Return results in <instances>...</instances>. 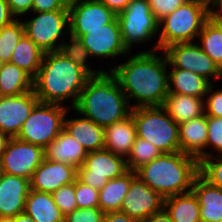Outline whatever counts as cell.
<instances>
[{
    "label": "cell",
    "mask_w": 222,
    "mask_h": 222,
    "mask_svg": "<svg viewBox=\"0 0 222 222\" xmlns=\"http://www.w3.org/2000/svg\"><path fill=\"white\" fill-rule=\"evenodd\" d=\"M198 174V160L181 151L162 153L136 170V175L164 198L192 191Z\"/></svg>",
    "instance_id": "4"
},
{
    "label": "cell",
    "mask_w": 222,
    "mask_h": 222,
    "mask_svg": "<svg viewBox=\"0 0 222 222\" xmlns=\"http://www.w3.org/2000/svg\"><path fill=\"white\" fill-rule=\"evenodd\" d=\"M213 84L211 83L207 90V99L204 102L205 114L211 117H222V89L213 91Z\"/></svg>",
    "instance_id": "41"
},
{
    "label": "cell",
    "mask_w": 222,
    "mask_h": 222,
    "mask_svg": "<svg viewBox=\"0 0 222 222\" xmlns=\"http://www.w3.org/2000/svg\"><path fill=\"white\" fill-rule=\"evenodd\" d=\"M201 1L212 13H214L215 10H217L216 6L218 9L222 6V0H201ZM210 6H214L215 10L210 8Z\"/></svg>",
    "instance_id": "49"
},
{
    "label": "cell",
    "mask_w": 222,
    "mask_h": 222,
    "mask_svg": "<svg viewBox=\"0 0 222 222\" xmlns=\"http://www.w3.org/2000/svg\"><path fill=\"white\" fill-rule=\"evenodd\" d=\"M164 52L168 66L192 71L210 82L221 79L220 67L195 42L177 43L166 47Z\"/></svg>",
    "instance_id": "12"
},
{
    "label": "cell",
    "mask_w": 222,
    "mask_h": 222,
    "mask_svg": "<svg viewBox=\"0 0 222 222\" xmlns=\"http://www.w3.org/2000/svg\"><path fill=\"white\" fill-rule=\"evenodd\" d=\"M164 209L173 222H201L200 204L193 191L165 198Z\"/></svg>",
    "instance_id": "28"
},
{
    "label": "cell",
    "mask_w": 222,
    "mask_h": 222,
    "mask_svg": "<svg viewBox=\"0 0 222 222\" xmlns=\"http://www.w3.org/2000/svg\"><path fill=\"white\" fill-rule=\"evenodd\" d=\"M116 14L122 12L131 0H99Z\"/></svg>",
    "instance_id": "46"
},
{
    "label": "cell",
    "mask_w": 222,
    "mask_h": 222,
    "mask_svg": "<svg viewBox=\"0 0 222 222\" xmlns=\"http://www.w3.org/2000/svg\"><path fill=\"white\" fill-rule=\"evenodd\" d=\"M140 222H173L171 220L170 215L168 212L163 208L162 210L152 214L148 218L141 220Z\"/></svg>",
    "instance_id": "47"
},
{
    "label": "cell",
    "mask_w": 222,
    "mask_h": 222,
    "mask_svg": "<svg viewBox=\"0 0 222 222\" xmlns=\"http://www.w3.org/2000/svg\"><path fill=\"white\" fill-rule=\"evenodd\" d=\"M64 129L75 138L87 152L104 149V128L85 117L64 119Z\"/></svg>",
    "instance_id": "23"
},
{
    "label": "cell",
    "mask_w": 222,
    "mask_h": 222,
    "mask_svg": "<svg viewBox=\"0 0 222 222\" xmlns=\"http://www.w3.org/2000/svg\"><path fill=\"white\" fill-rule=\"evenodd\" d=\"M69 35L71 44L61 43L58 52L85 70L90 76H98L104 73L105 71L103 69L95 71L87 66V58L91 56L90 52L84 47L79 36L73 35L72 33H69Z\"/></svg>",
    "instance_id": "32"
},
{
    "label": "cell",
    "mask_w": 222,
    "mask_h": 222,
    "mask_svg": "<svg viewBox=\"0 0 222 222\" xmlns=\"http://www.w3.org/2000/svg\"><path fill=\"white\" fill-rule=\"evenodd\" d=\"M137 137L132 114L104 128V149L127 157Z\"/></svg>",
    "instance_id": "22"
},
{
    "label": "cell",
    "mask_w": 222,
    "mask_h": 222,
    "mask_svg": "<svg viewBox=\"0 0 222 222\" xmlns=\"http://www.w3.org/2000/svg\"><path fill=\"white\" fill-rule=\"evenodd\" d=\"M164 197L136 176L129 186L120 211L138 221L164 208Z\"/></svg>",
    "instance_id": "15"
},
{
    "label": "cell",
    "mask_w": 222,
    "mask_h": 222,
    "mask_svg": "<svg viewBox=\"0 0 222 222\" xmlns=\"http://www.w3.org/2000/svg\"><path fill=\"white\" fill-rule=\"evenodd\" d=\"M87 154L86 149L65 129L45 148L46 159L76 168L83 165Z\"/></svg>",
    "instance_id": "21"
},
{
    "label": "cell",
    "mask_w": 222,
    "mask_h": 222,
    "mask_svg": "<svg viewBox=\"0 0 222 222\" xmlns=\"http://www.w3.org/2000/svg\"><path fill=\"white\" fill-rule=\"evenodd\" d=\"M73 110L105 128L128 117L132 108L115 76L106 71L88 79Z\"/></svg>",
    "instance_id": "3"
},
{
    "label": "cell",
    "mask_w": 222,
    "mask_h": 222,
    "mask_svg": "<svg viewBox=\"0 0 222 222\" xmlns=\"http://www.w3.org/2000/svg\"><path fill=\"white\" fill-rule=\"evenodd\" d=\"M162 152L152 143L145 139L136 137L135 142L126 158L128 170L136 171L142 165L153 161Z\"/></svg>",
    "instance_id": "33"
},
{
    "label": "cell",
    "mask_w": 222,
    "mask_h": 222,
    "mask_svg": "<svg viewBox=\"0 0 222 222\" xmlns=\"http://www.w3.org/2000/svg\"><path fill=\"white\" fill-rule=\"evenodd\" d=\"M39 102L34 90L18 96H0V131L9 138L16 137Z\"/></svg>",
    "instance_id": "14"
},
{
    "label": "cell",
    "mask_w": 222,
    "mask_h": 222,
    "mask_svg": "<svg viewBox=\"0 0 222 222\" xmlns=\"http://www.w3.org/2000/svg\"><path fill=\"white\" fill-rule=\"evenodd\" d=\"M10 12L14 18L17 16L32 12L33 0H6Z\"/></svg>",
    "instance_id": "43"
},
{
    "label": "cell",
    "mask_w": 222,
    "mask_h": 222,
    "mask_svg": "<svg viewBox=\"0 0 222 222\" xmlns=\"http://www.w3.org/2000/svg\"><path fill=\"white\" fill-rule=\"evenodd\" d=\"M192 191L200 204L201 222H222V190L199 173L193 181Z\"/></svg>",
    "instance_id": "20"
},
{
    "label": "cell",
    "mask_w": 222,
    "mask_h": 222,
    "mask_svg": "<svg viewBox=\"0 0 222 222\" xmlns=\"http://www.w3.org/2000/svg\"><path fill=\"white\" fill-rule=\"evenodd\" d=\"M207 132V115L205 113L198 118L179 124L180 151L196 158L199 163L209 157L212 153L205 150Z\"/></svg>",
    "instance_id": "19"
},
{
    "label": "cell",
    "mask_w": 222,
    "mask_h": 222,
    "mask_svg": "<svg viewBox=\"0 0 222 222\" xmlns=\"http://www.w3.org/2000/svg\"><path fill=\"white\" fill-rule=\"evenodd\" d=\"M70 0H33L32 12H51L68 9Z\"/></svg>",
    "instance_id": "42"
},
{
    "label": "cell",
    "mask_w": 222,
    "mask_h": 222,
    "mask_svg": "<svg viewBox=\"0 0 222 222\" xmlns=\"http://www.w3.org/2000/svg\"><path fill=\"white\" fill-rule=\"evenodd\" d=\"M3 64H4V61L0 59V70H1V68L3 66Z\"/></svg>",
    "instance_id": "52"
},
{
    "label": "cell",
    "mask_w": 222,
    "mask_h": 222,
    "mask_svg": "<svg viewBox=\"0 0 222 222\" xmlns=\"http://www.w3.org/2000/svg\"><path fill=\"white\" fill-rule=\"evenodd\" d=\"M104 215L99 207L77 208L64 216V222H103Z\"/></svg>",
    "instance_id": "39"
},
{
    "label": "cell",
    "mask_w": 222,
    "mask_h": 222,
    "mask_svg": "<svg viewBox=\"0 0 222 222\" xmlns=\"http://www.w3.org/2000/svg\"><path fill=\"white\" fill-rule=\"evenodd\" d=\"M55 204L65 216L78 208L75 197V182L63 185L52 193Z\"/></svg>",
    "instance_id": "36"
},
{
    "label": "cell",
    "mask_w": 222,
    "mask_h": 222,
    "mask_svg": "<svg viewBox=\"0 0 222 222\" xmlns=\"http://www.w3.org/2000/svg\"><path fill=\"white\" fill-rule=\"evenodd\" d=\"M103 222H140L129 217L121 211L107 212L104 215Z\"/></svg>",
    "instance_id": "44"
},
{
    "label": "cell",
    "mask_w": 222,
    "mask_h": 222,
    "mask_svg": "<svg viewBox=\"0 0 222 222\" xmlns=\"http://www.w3.org/2000/svg\"><path fill=\"white\" fill-rule=\"evenodd\" d=\"M187 0H147L154 17L159 21L164 16L174 12Z\"/></svg>",
    "instance_id": "40"
},
{
    "label": "cell",
    "mask_w": 222,
    "mask_h": 222,
    "mask_svg": "<svg viewBox=\"0 0 222 222\" xmlns=\"http://www.w3.org/2000/svg\"><path fill=\"white\" fill-rule=\"evenodd\" d=\"M75 197L78 208L99 207V191L81 182L78 178L75 180Z\"/></svg>",
    "instance_id": "37"
},
{
    "label": "cell",
    "mask_w": 222,
    "mask_h": 222,
    "mask_svg": "<svg viewBox=\"0 0 222 222\" xmlns=\"http://www.w3.org/2000/svg\"><path fill=\"white\" fill-rule=\"evenodd\" d=\"M0 222H35L26 212H21L13 218H0Z\"/></svg>",
    "instance_id": "48"
},
{
    "label": "cell",
    "mask_w": 222,
    "mask_h": 222,
    "mask_svg": "<svg viewBox=\"0 0 222 222\" xmlns=\"http://www.w3.org/2000/svg\"><path fill=\"white\" fill-rule=\"evenodd\" d=\"M25 35L23 21L13 20L0 29V59L9 62L14 48Z\"/></svg>",
    "instance_id": "34"
},
{
    "label": "cell",
    "mask_w": 222,
    "mask_h": 222,
    "mask_svg": "<svg viewBox=\"0 0 222 222\" xmlns=\"http://www.w3.org/2000/svg\"><path fill=\"white\" fill-rule=\"evenodd\" d=\"M45 159V149L11 137L0 156L1 173L31 179L36 168Z\"/></svg>",
    "instance_id": "11"
},
{
    "label": "cell",
    "mask_w": 222,
    "mask_h": 222,
    "mask_svg": "<svg viewBox=\"0 0 222 222\" xmlns=\"http://www.w3.org/2000/svg\"><path fill=\"white\" fill-rule=\"evenodd\" d=\"M204 99L191 95L168 93L163 107L179 125L205 113Z\"/></svg>",
    "instance_id": "25"
},
{
    "label": "cell",
    "mask_w": 222,
    "mask_h": 222,
    "mask_svg": "<svg viewBox=\"0 0 222 222\" xmlns=\"http://www.w3.org/2000/svg\"><path fill=\"white\" fill-rule=\"evenodd\" d=\"M90 77L85 70L58 51L46 52L33 79V90L42 103L60 105L64 100L72 98L73 109Z\"/></svg>",
    "instance_id": "2"
},
{
    "label": "cell",
    "mask_w": 222,
    "mask_h": 222,
    "mask_svg": "<svg viewBox=\"0 0 222 222\" xmlns=\"http://www.w3.org/2000/svg\"><path fill=\"white\" fill-rule=\"evenodd\" d=\"M210 84L211 82L204 77L186 69L173 68L168 72L169 93L171 94L191 95L198 98L205 96L204 99H206Z\"/></svg>",
    "instance_id": "24"
},
{
    "label": "cell",
    "mask_w": 222,
    "mask_h": 222,
    "mask_svg": "<svg viewBox=\"0 0 222 222\" xmlns=\"http://www.w3.org/2000/svg\"><path fill=\"white\" fill-rule=\"evenodd\" d=\"M212 15L201 0H187L174 12L158 21V29L162 30L153 51L157 49L162 52L173 44L195 42V36L199 35Z\"/></svg>",
    "instance_id": "5"
},
{
    "label": "cell",
    "mask_w": 222,
    "mask_h": 222,
    "mask_svg": "<svg viewBox=\"0 0 222 222\" xmlns=\"http://www.w3.org/2000/svg\"><path fill=\"white\" fill-rule=\"evenodd\" d=\"M131 114L137 137L149 141L162 153L180 151L179 125L163 106L137 107Z\"/></svg>",
    "instance_id": "6"
},
{
    "label": "cell",
    "mask_w": 222,
    "mask_h": 222,
    "mask_svg": "<svg viewBox=\"0 0 222 222\" xmlns=\"http://www.w3.org/2000/svg\"><path fill=\"white\" fill-rule=\"evenodd\" d=\"M24 212L35 222H64V215L55 204L52 193L30 190Z\"/></svg>",
    "instance_id": "26"
},
{
    "label": "cell",
    "mask_w": 222,
    "mask_h": 222,
    "mask_svg": "<svg viewBox=\"0 0 222 222\" xmlns=\"http://www.w3.org/2000/svg\"><path fill=\"white\" fill-rule=\"evenodd\" d=\"M32 13L36 17L23 22L25 35L44 53L58 51L61 42L56 43L64 35L65 27L69 29L68 9Z\"/></svg>",
    "instance_id": "9"
},
{
    "label": "cell",
    "mask_w": 222,
    "mask_h": 222,
    "mask_svg": "<svg viewBox=\"0 0 222 222\" xmlns=\"http://www.w3.org/2000/svg\"><path fill=\"white\" fill-rule=\"evenodd\" d=\"M30 180L21 176L0 175V218H13L24 212Z\"/></svg>",
    "instance_id": "18"
},
{
    "label": "cell",
    "mask_w": 222,
    "mask_h": 222,
    "mask_svg": "<svg viewBox=\"0 0 222 222\" xmlns=\"http://www.w3.org/2000/svg\"><path fill=\"white\" fill-rule=\"evenodd\" d=\"M8 140H9V137L0 131V156Z\"/></svg>",
    "instance_id": "50"
},
{
    "label": "cell",
    "mask_w": 222,
    "mask_h": 222,
    "mask_svg": "<svg viewBox=\"0 0 222 222\" xmlns=\"http://www.w3.org/2000/svg\"><path fill=\"white\" fill-rule=\"evenodd\" d=\"M76 178L77 168L75 166L45 158L30 179V189L54 193L63 185L75 182Z\"/></svg>",
    "instance_id": "17"
},
{
    "label": "cell",
    "mask_w": 222,
    "mask_h": 222,
    "mask_svg": "<svg viewBox=\"0 0 222 222\" xmlns=\"http://www.w3.org/2000/svg\"><path fill=\"white\" fill-rule=\"evenodd\" d=\"M199 173L212 185L222 190V158L211 154L203 159L199 163Z\"/></svg>",
    "instance_id": "35"
},
{
    "label": "cell",
    "mask_w": 222,
    "mask_h": 222,
    "mask_svg": "<svg viewBox=\"0 0 222 222\" xmlns=\"http://www.w3.org/2000/svg\"><path fill=\"white\" fill-rule=\"evenodd\" d=\"M156 53L153 49L139 52L110 70L128 102L137 101L130 105L132 109L164 105L169 93L168 61L164 52L163 57Z\"/></svg>",
    "instance_id": "1"
},
{
    "label": "cell",
    "mask_w": 222,
    "mask_h": 222,
    "mask_svg": "<svg viewBox=\"0 0 222 222\" xmlns=\"http://www.w3.org/2000/svg\"><path fill=\"white\" fill-rule=\"evenodd\" d=\"M201 49L222 70V19L214 14L205 22L198 35Z\"/></svg>",
    "instance_id": "31"
},
{
    "label": "cell",
    "mask_w": 222,
    "mask_h": 222,
    "mask_svg": "<svg viewBox=\"0 0 222 222\" xmlns=\"http://www.w3.org/2000/svg\"><path fill=\"white\" fill-rule=\"evenodd\" d=\"M68 33L81 37L86 30L113 22L117 14L99 0H70Z\"/></svg>",
    "instance_id": "13"
},
{
    "label": "cell",
    "mask_w": 222,
    "mask_h": 222,
    "mask_svg": "<svg viewBox=\"0 0 222 222\" xmlns=\"http://www.w3.org/2000/svg\"><path fill=\"white\" fill-rule=\"evenodd\" d=\"M127 171L125 158L102 149L88 152L83 165L77 168V178L99 191L110 179L120 177Z\"/></svg>",
    "instance_id": "10"
},
{
    "label": "cell",
    "mask_w": 222,
    "mask_h": 222,
    "mask_svg": "<svg viewBox=\"0 0 222 222\" xmlns=\"http://www.w3.org/2000/svg\"><path fill=\"white\" fill-rule=\"evenodd\" d=\"M66 106L39 102L25 120L18 139L46 148L64 129Z\"/></svg>",
    "instance_id": "7"
},
{
    "label": "cell",
    "mask_w": 222,
    "mask_h": 222,
    "mask_svg": "<svg viewBox=\"0 0 222 222\" xmlns=\"http://www.w3.org/2000/svg\"><path fill=\"white\" fill-rule=\"evenodd\" d=\"M117 18L123 43L129 52L133 44L147 42L159 32L158 20L147 0H131Z\"/></svg>",
    "instance_id": "8"
},
{
    "label": "cell",
    "mask_w": 222,
    "mask_h": 222,
    "mask_svg": "<svg viewBox=\"0 0 222 222\" xmlns=\"http://www.w3.org/2000/svg\"><path fill=\"white\" fill-rule=\"evenodd\" d=\"M136 171L128 170L122 176L110 179L99 190V208L104 212L120 211Z\"/></svg>",
    "instance_id": "27"
},
{
    "label": "cell",
    "mask_w": 222,
    "mask_h": 222,
    "mask_svg": "<svg viewBox=\"0 0 222 222\" xmlns=\"http://www.w3.org/2000/svg\"><path fill=\"white\" fill-rule=\"evenodd\" d=\"M207 147H213L222 156V117L207 116Z\"/></svg>",
    "instance_id": "38"
},
{
    "label": "cell",
    "mask_w": 222,
    "mask_h": 222,
    "mask_svg": "<svg viewBox=\"0 0 222 222\" xmlns=\"http://www.w3.org/2000/svg\"><path fill=\"white\" fill-rule=\"evenodd\" d=\"M44 52L26 35L14 48L10 63L17 65L33 79L38 73Z\"/></svg>",
    "instance_id": "30"
},
{
    "label": "cell",
    "mask_w": 222,
    "mask_h": 222,
    "mask_svg": "<svg viewBox=\"0 0 222 222\" xmlns=\"http://www.w3.org/2000/svg\"><path fill=\"white\" fill-rule=\"evenodd\" d=\"M80 38L91 56L114 59L129 52L122 40L118 18L101 28L86 30V34Z\"/></svg>",
    "instance_id": "16"
},
{
    "label": "cell",
    "mask_w": 222,
    "mask_h": 222,
    "mask_svg": "<svg viewBox=\"0 0 222 222\" xmlns=\"http://www.w3.org/2000/svg\"><path fill=\"white\" fill-rule=\"evenodd\" d=\"M33 90V78L21 68L4 62L0 70V96H18Z\"/></svg>",
    "instance_id": "29"
},
{
    "label": "cell",
    "mask_w": 222,
    "mask_h": 222,
    "mask_svg": "<svg viewBox=\"0 0 222 222\" xmlns=\"http://www.w3.org/2000/svg\"><path fill=\"white\" fill-rule=\"evenodd\" d=\"M213 14L218 18L222 19V6L219 9H217Z\"/></svg>",
    "instance_id": "51"
},
{
    "label": "cell",
    "mask_w": 222,
    "mask_h": 222,
    "mask_svg": "<svg viewBox=\"0 0 222 222\" xmlns=\"http://www.w3.org/2000/svg\"><path fill=\"white\" fill-rule=\"evenodd\" d=\"M15 18L12 16L6 0H0V29L10 24Z\"/></svg>",
    "instance_id": "45"
}]
</instances>
